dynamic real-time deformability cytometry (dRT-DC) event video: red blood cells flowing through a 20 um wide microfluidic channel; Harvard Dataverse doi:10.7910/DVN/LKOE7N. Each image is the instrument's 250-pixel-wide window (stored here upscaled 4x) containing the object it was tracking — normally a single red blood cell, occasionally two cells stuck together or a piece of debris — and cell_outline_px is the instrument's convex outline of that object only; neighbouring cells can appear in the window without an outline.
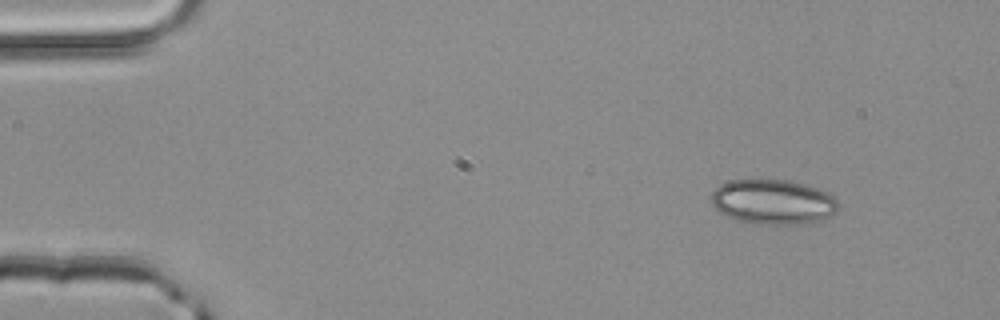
{"species": "common noctule bat (a hibernating species)", "species_latin": "Nyctalus noctula", "temperature_condition": "room temperature", "stored_images_in_passage": 2, "camera_frame_rate_fps": 3000, "um_per_image_px": 0.085, "animal": {"sex": "male", "body_mass_g": 20.4}, "frame": {"image": 1, "passage_image": 1, "time_ms": 0.0, "image_size_px": [1000, 320], "cell_outline_px": [[840, 204], [824, 220], [800, 224], [760, 224], [740, 220], [728, 216], [720, 212], [712, 204], [712, 192], [720, 184], [728, 180], [788, 180], [804, 184], [828, 192]], "centroid_in_image_um": [65.71, 17.15], "position_along_channel_um": 19.3, "area_um2": 32.89}}